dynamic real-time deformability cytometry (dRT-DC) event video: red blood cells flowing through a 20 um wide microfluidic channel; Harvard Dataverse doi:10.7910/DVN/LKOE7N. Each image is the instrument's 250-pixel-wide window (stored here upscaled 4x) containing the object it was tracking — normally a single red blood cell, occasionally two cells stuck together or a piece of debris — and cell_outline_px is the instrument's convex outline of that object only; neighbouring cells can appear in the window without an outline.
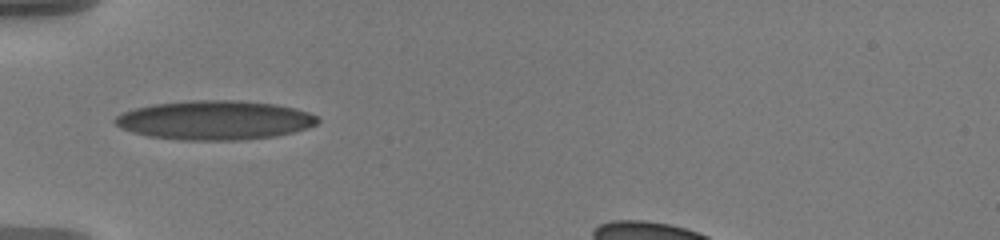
{"species": "human", "species_latin": "Homo sapiens", "temperature_condition": "warm", "stored_images_in_passage": 7, "camera_frame_rate_fps": 3000, "um_per_image_px": 0.085, "donor": {"sex": "male"}, "frame": {"image": 1, "passage_image": 1, "time_ms": 0.0, "image_size_px": [1000, 240], "cell_outline_px": [[320, 120], [316, 124], [308, 128], [276, 136], [236, 140], [180, 140], [148, 136], [132, 132], [120, 128], [112, 120], [116, 116], [124, 112], [136, 108], [152, 104], [192, 100], [236, 100], [276, 104], [296, 108], [308, 112], [316, 116]], "centroid_in_image_um": [18.25, 10.21], "position_along_channel_um": 66.8, "area_um2": 46.3}}
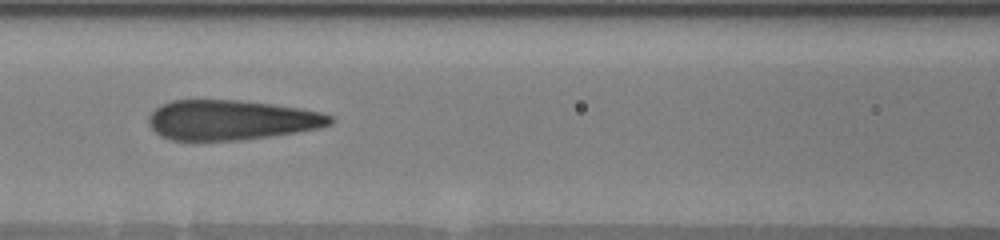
{"frame": {"image": 2, "passage_image": 4, "time_ms": 2.333, "image_size_px": [1000, 240], "cell_outline_px": [[336, 120], [332, 124], [320, 128], [272, 136], [240, 140], [172, 140], [160, 136], [148, 124], [148, 116], [160, 104], [172, 100], [240, 100], [272, 104], [300, 108], [324, 112], [332, 116]], "centroid_in_image_um": [19.68, 10.2], "position_along_channel_um": 146.9, "area_um2": 42.54}}
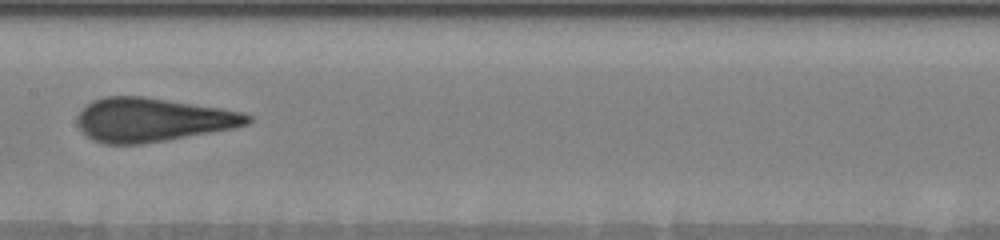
{"frame": {"image": 3, "passage_image": 6, "time_ms": 3.667, "image_size_px": [1000, 240], "cell_outline_px": [[252, 120], [248, 124], [236, 128], [140, 144], [104, 144], [92, 140], [84, 136], [80, 132], [76, 124], [76, 116], [80, 108], [92, 100], [104, 96], [144, 96], [220, 108], [244, 112], [252, 116]], "centroid_in_image_um": [12.88, 10.18], "position_along_channel_um": 194.5, "area_um2": 43.93}}